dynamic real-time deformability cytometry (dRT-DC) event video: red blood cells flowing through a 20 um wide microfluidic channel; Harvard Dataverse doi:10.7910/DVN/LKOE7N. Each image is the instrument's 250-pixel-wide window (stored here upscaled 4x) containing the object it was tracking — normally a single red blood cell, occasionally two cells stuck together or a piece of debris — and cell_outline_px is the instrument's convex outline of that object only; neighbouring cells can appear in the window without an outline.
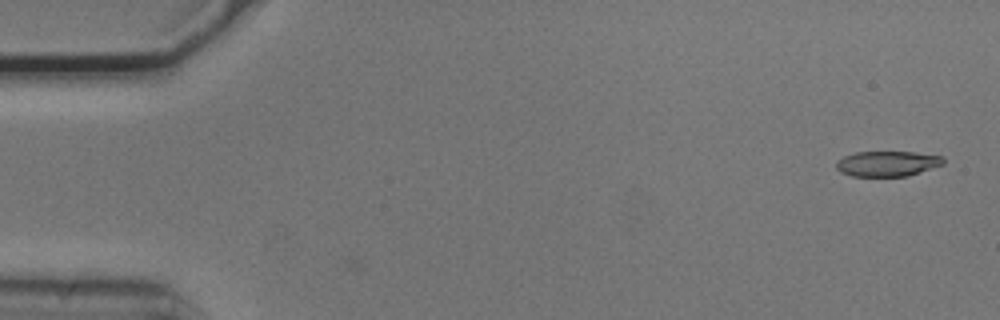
{"species": "common noctule bat (a hibernating species)", "species_latin": "Nyctalus noctula", "temperature_condition": "cold", "stored_images_in_passage": 48, "camera_frame_rate_fps": 3000, "um_per_image_px": 0.085, "animal": {"sex": "male", "body_mass_g": 20.5, "forearm_length_mm": 52.5}, "frame": {"image": 1, "passage_image": 1, "time_ms": 0.0, "image_size_px": [1000, 320], "cell_outline_px": [[944, 164], [908, 176], [852, 176], [840, 172], [836, 168], [836, 160], [844, 156], [856, 152], [912, 152], [944, 156]], "centroid_in_image_um": [75.42, 13.91], "position_along_channel_um": 9.6, "area_um2": 15.84}}
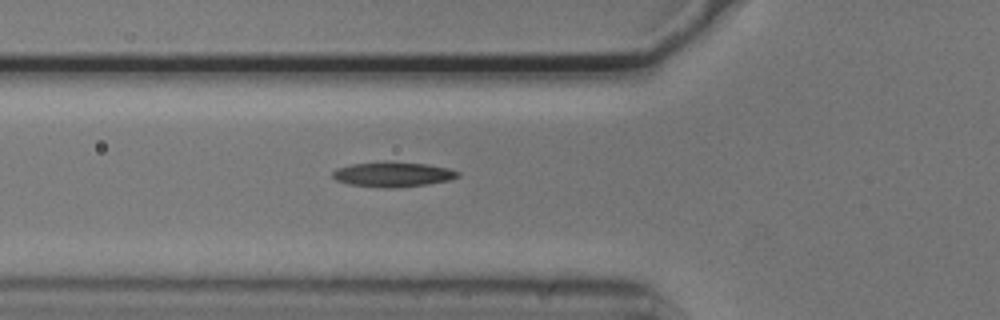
{"frame": {"image": 2, "passage_image": 18, "time_ms": 5.667, "image_size_px": [1000, 320], "cell_outline_px": [[460, 176], [448, 180], [428, 184], [396, 188], [384, 188], [348, 184], [336, 180], [332, 176], [332, 172], [336, 168], [352, 164], [384, 160], [388, 160], [428, 164], [448, 168], [460, 172]], "centroid_in_image_um": [33.38, 14.8], "position_along_channel_um": 92.4, "area_um2": 18.61}}
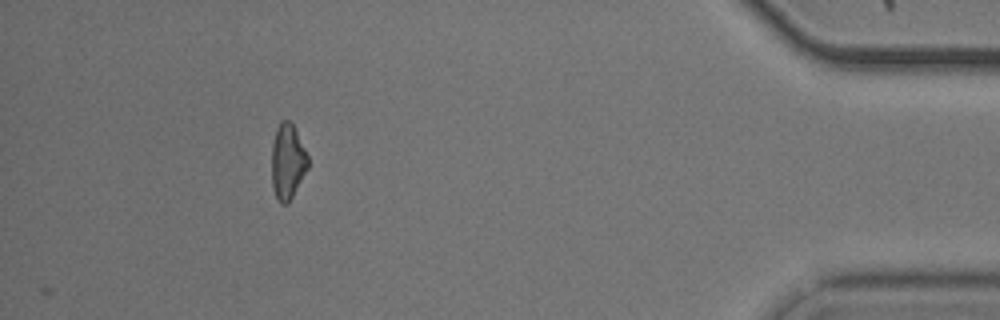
{"frame": {"image": 3, "passage_image": 48, "time_ms": 15.667, "image_size_px": [1000, 320], "cell_outline_px": [[308, 168], [288, 204], [280, 204], [276, 200], [272, 184], [272, 144], [276, 128], [280, 120], [288, 120], [292, 124], [308, 156]], "centroid_in_image_um": [24.42, 13.76], "position_along_channel_um": 410.8, "area_um2": 15.9}, "authors_computed_cell_mechanics": {"area_um2": 17.0799, "velocity_mm_per_s": 3.7479, "shape_relaxation_time_tau1_ms": 9.4999, "shape_relaxation_time_tau2_ms": null, "deformation_change_tau1": 0.2091, "deformation_change_tau2": null}}